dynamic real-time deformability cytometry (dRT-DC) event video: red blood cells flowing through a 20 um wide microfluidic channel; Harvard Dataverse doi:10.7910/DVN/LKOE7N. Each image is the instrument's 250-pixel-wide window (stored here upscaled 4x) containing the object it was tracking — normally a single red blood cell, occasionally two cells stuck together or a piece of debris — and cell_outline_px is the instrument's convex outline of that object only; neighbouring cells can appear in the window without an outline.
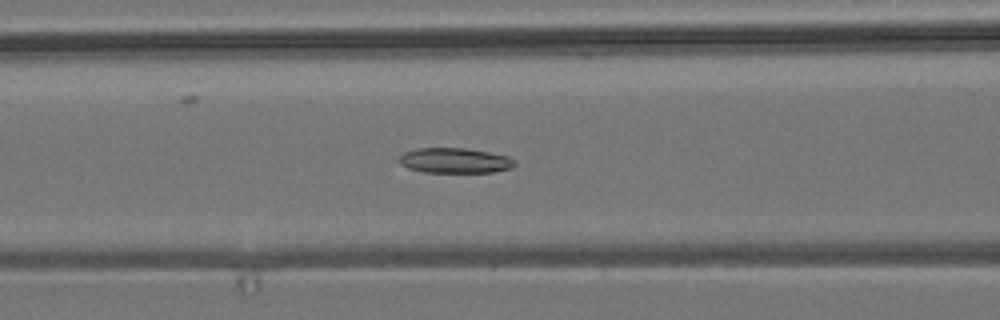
{"species": "common noctule bat (a hibernating species)", "species_latin": "Nyctalus noctula", "temperature_condition": "room temperature", "stored_images_in_passage": 41, "camera_frame_rate_fps": 3000, "um_per_image_px": 0.085, "animal": {"sex": "male", "body_mass_g": 19.2, "forearm_length_mm": 51.8}, "frame": {"image": 1, "passage_image": 8, "time_ms": 2.333, "image_size_px": [1000, 320], "cell_outline_px": [[516, 164], [512, 168], [492, 172], [424, 172], [408, 168], [400, 164], [400, 156], [404, 152], [416, 148], [464, 148], [488, 152], [508, 156], [516, 160]], "centroid_in_image_um": [38.68, 13.64], "position_along_channel_um": 127.9, "area_um2": 16.94}}
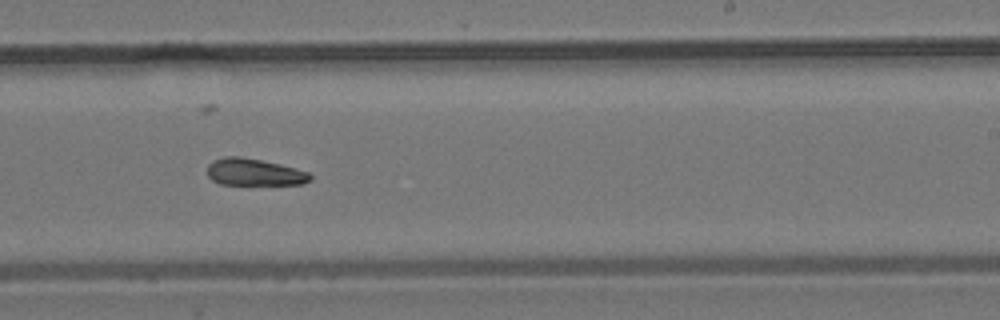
{"frame": {"image": 2, "passage_image": 19, "time_ms": 6.0, "image_size_px": [1000, 320], "cell_outline_px": [[312, 180], [300, 184], [220, 184], [212, 180], [208, 176], [208, 164], [212, 160], [224, 156], [240, 156], [280, 164], [308, 172], [312, 176]], "centroid_in_image_um": [21.58, 14.62], "position_along_channel_um": 267.4, "area_um2": 16.13}}
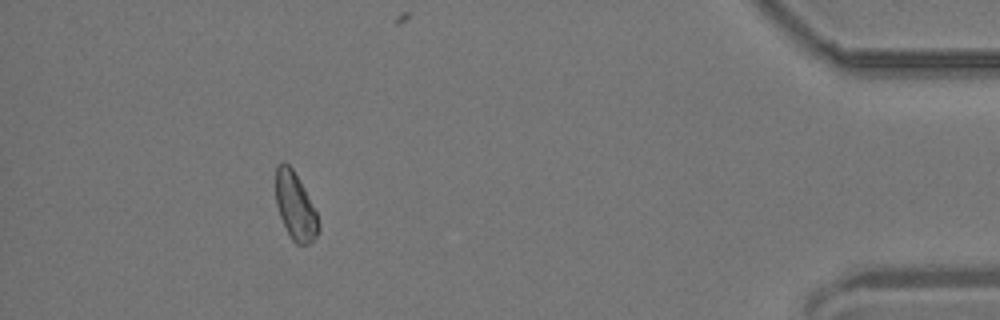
{"frame": {"image": 3, "passage_image": 35, "time_ms": 11.333, "image_size_px": [1000, 320], "cell_outline_px": [[320, 228], [316, 236], [308, 244], [296, 244], [292, 240], [280, 216], [276, 204], [276, 164], [284, 160], [292, 168], [304, 188], [316, 212]], "centroid_in_image_um": [25.08, 17.5], "position_along_channel_um": 410.1, "area_um2": 16.59}}